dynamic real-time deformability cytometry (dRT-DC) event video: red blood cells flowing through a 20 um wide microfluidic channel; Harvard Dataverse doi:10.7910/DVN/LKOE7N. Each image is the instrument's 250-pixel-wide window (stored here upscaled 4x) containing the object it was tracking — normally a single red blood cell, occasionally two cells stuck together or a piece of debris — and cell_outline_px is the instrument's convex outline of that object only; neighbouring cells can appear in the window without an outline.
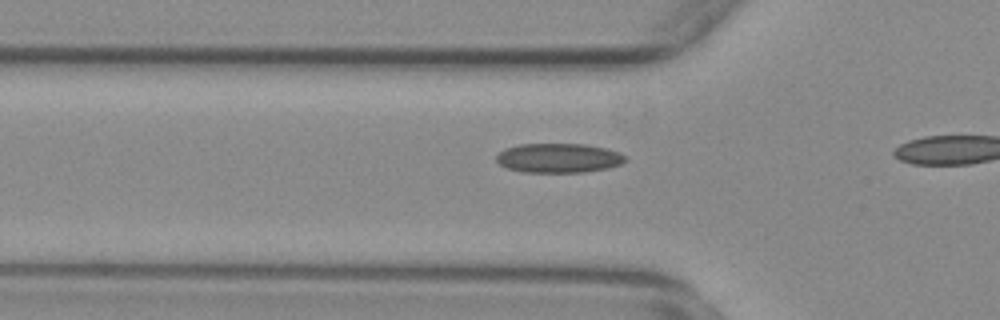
{"species": "common noctule bat (a hibernating species)", "species_latin": "Nyctalus noctula", "temperature_condition": "warm", "stored_images_in_passage": 9, "camera_frame_rate_fps": 3000, "um_per_image_px": 0.085, "animal": {"sex": "female", "body_mass_g": 29.2, "forearm_length_mm": 56.3}, "frame": {"image": 1, "passage_image": 7, "time_ms": 2.0, "image_size_px": [1000, 320], "cell_outline_px": [[628, 156], [620, 164], [608, 168], [584, 172], [524, 172], [508, 168], [500, 164], [496, 160], [496, 156], [504, 148], [520, 144], [584, 144], [604, 148], [620, 152]], "centroid_in_image_um": [47.48, 13.43], "position_along_channel_um": 78.3, "area_um2": 22.02}}